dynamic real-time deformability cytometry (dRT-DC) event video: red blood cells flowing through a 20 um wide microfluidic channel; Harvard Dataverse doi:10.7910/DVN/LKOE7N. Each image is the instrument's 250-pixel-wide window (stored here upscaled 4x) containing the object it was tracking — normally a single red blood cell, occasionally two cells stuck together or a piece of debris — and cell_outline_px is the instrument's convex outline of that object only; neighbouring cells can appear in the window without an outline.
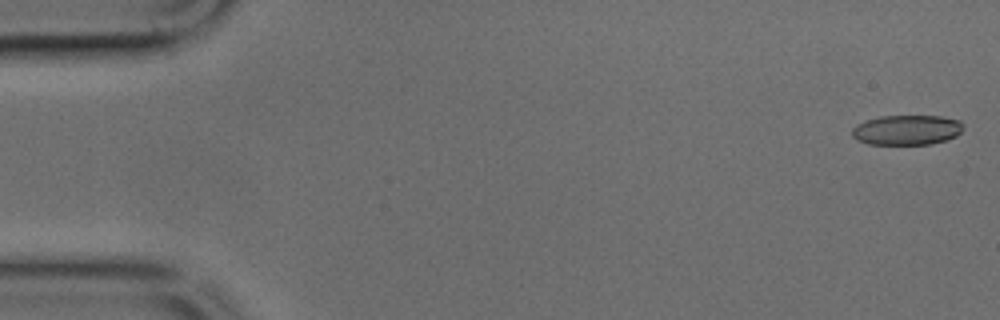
{"species": "common noctule bat (a hibernating species)", "species_latin": "Nyctalus noctula", "temperature_condition": "cold", "stored_images_in_passage": 9, "camera_frame_rate_fps": 3000, "um_per_image_px": 0.085, "animal": {"sex": "male", "body_mass_g": 17.9, "forearm_length_mm": 54.2}, "frame": {"image": 1, "passage_image": 1, "time_ms": 0.0, "image_size_px": [1000, 320], "cell_outline_px": [[964, 128], [956, 136], [932, 144], [868, 144], [852, 136], [852, 128], [856, 124], [864, 120], [880, 116], [940, 116], [960, 120], [964, 124]], "centroid_in_image_um": [77.08, 11.03], "position_along_channel_um": 7.9, "area_um2": 19.48}}